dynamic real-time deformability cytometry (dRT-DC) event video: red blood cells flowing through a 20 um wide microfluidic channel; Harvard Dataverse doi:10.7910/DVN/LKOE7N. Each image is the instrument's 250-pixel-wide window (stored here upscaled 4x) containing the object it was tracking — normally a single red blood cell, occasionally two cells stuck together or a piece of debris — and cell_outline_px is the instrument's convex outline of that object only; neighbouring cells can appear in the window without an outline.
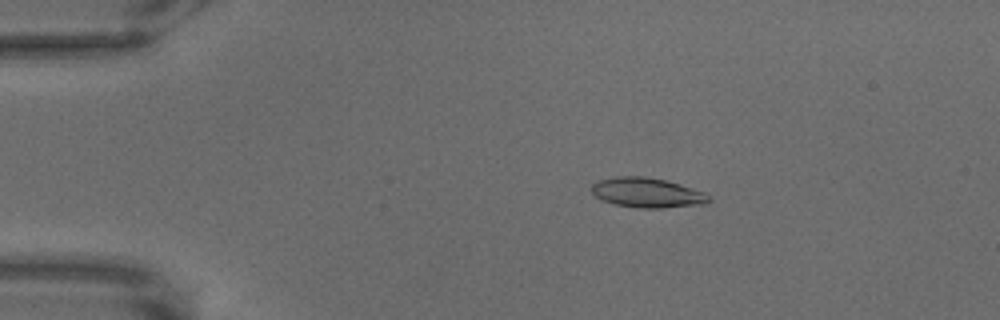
{"species": "common noctule bat (a hibernating species)", "species_latin": "Nyctalus noctula", "temperature_condition": "warm", "stored_images_in_passage": 8, "camera_frame_rate_fps": 3000, "um_per_image_px": 0.085, "animal": {"sex": "male", "body_mass_g": 18.8}, "frame": {"image": 1, "passage_image": 4, "time_ms": 1.0, "image_size_px": [1000, 320], "cell_outline_px": [[712, 200], [704, 204], [664, 208], [636, 208], [616, 204], [600, 200], [592, 192], [592, 184], [600, 180], [616, 176], [644, 176], [664, 180], [680, 184], [704, 192], [712, 196]], "centroid_in_image_um": [55.03, 16.39], "position_along_channel_um": 30.0, "area_um2": 20.46}}